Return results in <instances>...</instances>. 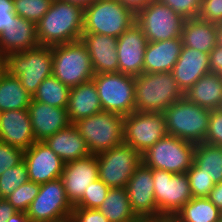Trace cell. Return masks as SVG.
Here are the masks:
<instances>
[{
    "label": "cell",
    "mask_w": 222,
    "mask_h": 222,
    "mask_svg": "<svg viewBox=\"0 0 222 222\" xmlns=\"http://www.w3.org/2000/svg\"><path fill=\"white\" fill-rule=\"evenodd\" d=\"M84 8L80 5L53 0L47 13L36 23L40 45L54 46L81 40Z\"/></svg>",
    "instance_id": "6da1fadb"
},
{
    "label": "cell",
    "mask_w": 222,
    "mask_h": 222,
    "mask_svg": "<svg viewBox=\"0 0 222 222\" xmlns=\"http://www.w3.org/2000/svg\"><path fill=\"white\" fill-rule=\"evenodd\" d=\"M184 97L171 72L147 73L135 77V111L163 113Z\"/></svg>",
    "instance_id": "7a4b0ae2"
},
{
    "label": "cell",
    "mask_w": 222,
    "mask_h": 222,
    "mask_svg": "<svg viewBox=\"0 0 222 222\" xmlns=\"http://www.w3.org/2000/svg\"><path fill=\"white\" fill-rule=\"evenodd\" d=\"M136 23V12L120 0H95L84 8L83 33L118 38Z\"/></svg>",
    "instance_id": "3957f363"
},
{
    "label": "cell",
    "mask_w": 222,
    "mask_h": 222,
    "mask_svg": "<svg viewBox=\"0 0 222 222\" xmlns=\"http://www.w3.org/2000/svg\"><path fill=\"white\" fill-rule=\"evenodd\" d=\"M163 114L168 134L194 144L204 142L211 110L182 97L166 108Z\"/></svg>",
    "instance_id": "277c9868"
},
{
    "label": "cell",
    "mask_w": 222,
    "mask_h": 222,
    "mask_svg": "<svg viewBox=\"0 0 222 222\" xmlns=\"http://www.w3.org/2000/svg\"><path fill=\"white\" fill-rule=\"evenodd\" d=\"M7 73L17 77L33 97L45 78L52 76V46L39 45L23 52L6 55Z\"/></svg>",
    "instance_id": "5b68a950"
},
{
    "label": "cell",
    "mask_w": 222,
    "mask_h": 222,
    "mask_svg": "<svg viewBox=\"0 0 222 222\" xmlns=\"http://www.w3.org/2000/svg\"><path fill=\"white\" fill-rule=\"evenodd\" d=\"M52 76L69 88L93 79L94 71L86 46L80 41L52 46Z\"/></svg>",
    "instance_id": "8992f818"
},
{
    "label": "cell",
    "mask_w": 222,
    "mask_h": 222,
    "mask_svg": "<svg viewBox=\"0 0 222 222\" xmlns=\"http://www.w3.org/2000/svg\"><path fill=\"white\" fill-rule=\"evenodd\" d=\"M124 116L101 111L73 123L86 141L92 155L107 151L123 143Z\"/></svg>",
    "instance_id": "52a82bcc"
},
{
    "label": "cell",
    "mask_w": 222,
    "mask_h": 222,
    "mask_svg": "<svg viewBox=\"0 0 222 222\" xmlns=\"http://www.w3.org/2000/svg\"><path fill=\"white\" fill-rule=\"evenodd\" d=\"M195 146L192 142L167 134L144 152L141 160L151 169L186 173L193 164Z\"/></svg>",
    "instance_id": "ba28073f"
},
{
    "label": "cell",
    "mask_w": 222,
    "mask_h": 222,
    "mask_svg": "<svg viewBox=\"0 0 222 222\" xmlns=\"http://www.w3.org/2000/svg\"><path fill=\"white\" fill-rule=\"evenodd\" d=\"M103 111L126 116L135 111V77L120 72L94 75Z\"/></svg>",
    "instance_id": "9c48e42d"
},
{
    "label": "cell",
    "mask_w": 222,
    "mask_h": 222,
    "mask_svg": "<svg viewBox=\"0 0 222 222\" xmlns=\"http://www.w3.org/2000/svg\"><path fill=\"white\" fill-rule=\"evenodd\" d=\"M152 179L157 209L159 214L169 222L193 197L187 174L152 169Z\"/></svg>",
    "instance_id": "30bf717a"
},
{
    "label": "cell",
    "mask_w": 222,
    "mask_h": 222,
    "mask_svg": "<svg viewBox=\"0 0 222 222\" xmlns=\"http://www.w3.org/2000/svg\"><path fill=\"white\" fill-rule=\"evenodd\" d=\"M186 19L158 0L151 1L136 12V23L148 42L181 37Z\"/></svg>",
    "instance_id": "8fae6325"
},
{
    "label": "cell",
    "mask_w": 222,
    "mask_h": 222,
    "mask_svg": "<svg viewBox=\"0 0 222 222\" xmlns=\"http://www.w3.org/2000/svg\"><path fill=\"white\" fill-rule=\"evenodd\" d=\"M98 177L109 188H126L131 175L142 163L141 155L124 142L96 155Z\"/></svg>",
    "instance_id": "7c38bea8"
},
{
    "label": "cell",
    "mask_w": 222,
    "mask_h": 222,
    "mask_svg": "<svg viewBox=\"0 0 222 222\" xmlns=\"http://www.w3.org/2000/svg\"><path fill=\"white\" fill-rule=\"evenodd\" d=\"M167 134L163 113L134 111L124 116L123 142L133 147L140 155Z\"/></svg>",
    "instance_id": "4fadbf2b"
},
{
    "label": "cell",
    "mask_w": 222,
    "mask_h": 222,
    "mask_svg": "<svg viewBox=\"0 0 222 222\" xmlns=\"http://www.w3.org/2000/svg\"><path fill=\"white\" fill-rule=\"evenodd\" d=\"M73 208L59 178L40 185L39 193L26 214L32 222H52L70 218Z\"/></svg>",
    "instance_id": "5bb4252c"
},
{
    "label": "cell",
    "mask_w": 222,
    "mask_h": 222,
    "mask_svg": "<svg viewBox=\"0 0 222 222\" xmlns=\"http://www.w3.org/2000/svg\"><path fill=\"white\" fill-rule=\"evenodd\" d=\"M130 206L142 222H167L156 206L152 169L141 163L126 186Z\"/></svg>",
    "instance_id": "9a60e30c"
},
{
    "label": "cell",
    "mask_w": 222,
    "mask_h": 222,
    "mask_svg": "<svg viewBox=\"0 0 222 222\" xmlns=\"http://www.w3.org/2000/svg\"><path fill=\"white\" fill-rule=\"evenodd\" d=\"M148 40L134 23L117 38L118 72L139 76L144 72V54Z\"/></svg>",
    "instance_id": "2e32d148"
},
{
    "label": "cell",
    "mask_w": 222,
    "mask_h": 222,
    "mask_svg": "<svg viewBox=\"0 0 222 222\" xmlns=\"http://www.w3.org/2000/svg\"><path fill=\"white\" fill-rule=\"evenodd\" d=\"M23 161L27 166L29 181L40 185L59 179L65 164L44 141H36L24 150Z\"/></svg>",
    "instance_id": "e0dca14e"
},
{
    "label": "cell",
    "mask_w": 222,
    "mask_h": 222,
    "mask_svg": "<svg viewBox=\"0 0 222 222\" xmlns=\"http://www.w3.org/2000/svg\"><path fill=\"white\" fill-rule=\"evenodd\" d=\"M60 178L63 181L66 196L74 206L82 198L86 187L99 178L96 155L91 154L65 163Z\"/></svg>",
    "instance_id": "ac0fdd59"
},
{
    "label": "cell",
    "mask_w": 222,
    "mask_h": 222,
    "mask_svg": "<svg viewBox=\"0 0 222 222\" xmlns=\"http://www.w3.org/2000/svg\"><path fill=\"white\" fill-rule=\"evenodd\" d=\"M27 111L36 141H45L71 124L67 108L49 106L32 99Z\"/></svg>",
    "instance_id": "d6986e66"
},
{
    "label": "cell",
    "mask_w": 222,
    "mask_h": 222,
    "mask_svg": "<svg viewBox=\"0 0 222 222\" xmlns=\"http://www.w3.org/2000/svg\"><path fill=\"white\" fill-rule=\"evenodd\" d=\"M210 73L209 54L194 48L182 47L171 74L183 93H186L203 75Z\"/></svg>",
    "instance_id": "ffe728a7"
},
{
    "label": "cell",
    "mask_w": 222,
    "mask_h": 222,
    "mask_svg": "<svg viewBox=\"0 0 222 222\" xmlns=\"http://www.w3.org/2000/svg\"><path fill=\"white\" fill-rule=\"evenodd\" d=\"M0 141L22 150L30 148L36 142L27 109L1 113Z\"/></svg>",
    "instance_id": "44dd1931"
},
{
    "label": "cell",
    "mask_w": 222,
    "mask_h": 222,
    "mask_svg": "<svg viewBox=\"0 0 222 222\" xmlns=\"http://www.w3.org/2000/svg\"><path fill=\"white\" fill-rule=\"evenodd\" d=\"M81 42L91 58L94 74L118 72L117 38L96 33H83Z\"/></svg>",
    "instance_id": "7402d4cb"
},
{
    "label": "cell",
    "mask_w": 222,
    "mask_h": 222,
    "mask_svg": "<svg viewBox=\"0 0 222 222\" xmlns=\"http://www.w3.org/2000/svg\"><path fill=\"white\" fill-rule=\"evenodd\" d=\"M39 45L36 24L17 15L0 33V52L4 55L23 52Z\"/></svg>",
    "instance_id": "603a6c76"
},
{
    "label": "cell",
    "mask_w": 222,
    "mask_h": 222,
    "mask_svg": "<svg viewBox=\"0 0 222 222\" xmlns=\"http://www.w3.org/2000/svg\"><path fill=\"white\" fill-rule=\"evenodd\" d=\"M183 47L182 38L148 42L144 54V72H171Z\"/></svg>",
    "instance_id": "cb8c5ba5"
},
{
    "label": "cell",
    "mask_w": 222,
    "mask_h": 222,
    "mask_svg": "<svg viewBox=\"0 0 222 222\" xmlns=\"http://www.w3.org/2000/svg\"><path fill=\"white\" fill-rule=\"evenodd\" d=\"M44 142L64 163L91 155L86 141L73 124L53 134Z\"/></svg>",
    "instance_id": "d4e9b609"
},
{
    "label": "cell",
    "mask_w": 222,
    "mask_h": 222,
    "mask_svg": "<svg viewBox=\"0 0 222 222\" xmlns=\"http://www.w3.org/2000/svg\"><path fill=\"white\" fill-rule=\"evenodd\" d=\"M101 111L103 109L93 80L70 88L67 112L71 124Z\"/></svg>",
    "instance_id": "484cf974"
},
{
    "label": "cell",
    "mask_w": 222,
    "mask_h": 222,
    "mask_svg": "<svg viewBox=\"0 0 222 222\" xmlns=\"http://www.w3.org/2000/svg\"><path fill=\"white\" fill-rule=\"evenodd\" d=\"M181 38L183 46L210 54L217 45L216 23L199 17L185 20Z\"/></svg>",
    "instance_id": "4316f807"
},
{
    "label": "cell",
    "mask_w": 222,
    "mask_h": 222,
    "mask_svg": "<svg viewBox=\"0 0 222 222\" xmlns=\"http://www.w3.org/2000/svg\"><path fill=\"white\" fill-rule=\"evenodd\" d=\"M192 103L209 110L222 108V75H203L186 93Z\"/></svg>",
    "instance_id": "83f0119b"
},
{
    "label": "cell",
    "mask_w": 222,
    "mask_h": 222,
    "mask_svg": "<svg viewBox=\"0 0 222 222\" xmlns=\"http://www.w3.org/2000/svg\"><path fill=\"white\" fill-rule=\"evenodd\" d=\"M98 210L109 222H142L130 206L126 188H110Z\"/></svg>",
    "instance_id": "f1b7e54d"
},
{
    "label": "cell",
    "mask_w": 222,
    "mask_h": 222,
    "mask_svg": "<svg viewBox=\"0 0 222 222\" xmlns=\"http://www.w3.org/2000/svg\"><path fill=\"white\" fill-rule=\"evenodd\" d=\"M221 214L208 198L192 197L169 222H218Z\"/></svg>",
    "instance_id": "f546056e"
},
{
    "label": "cell",
    "mask_w": 222,
    "mask_h": 222,
    "mask_svg": "<svg viewBox=\"0 0 222 222\" xmlns=\"http://www.w3.org/2000/svg\"><path fill=\"white\" fill-rule=\"evenodd\" d=\"M33 97L17 77L8 73L0 80V110L2 112L27 109Z\"/></svg>",
    "instance_id": "4dcf8cb0"
},
{
    "label": "cell",
    "mask_w": 222,
    "mask_h": 222,
    "mask_svg": "<svg viewBox=\"0 0 222 222\" xmlns=\"http://www.w3.org/2000/svg\"><path fill=\"white\" fill-rule=\"evenodd\" d=\"M193 163L215 183L222 182V147L196 144Z\"/></svg>",
    "instance_id": "1f68e13d"
},
{
    "label": "cell",
    "mask_w": 222,
    "mask_h": 222,
    "mask_svg": "<svg viewBox=\"0 0 222 222\" xmlns=\"http://www.w3.org/2000/svg\"><path fill=\"white\" fill-rule=\"evenodd\" d=\"M70 88L56 77L45 78L38 86L33 100L53 107L67 108Z\"/></svg>",
    "instance_id": "d6a6232c"
},
{
    "label": "cell",
    "mask_w": 222,
    "mask_h": 222,
    "mask_svg": "<svg viewBox=\"0 0 222 222\" xmlns=\"http://www.w3.org/2000/svg\"><path fill=\"white\" fill-rule=\"evenodd\" d=\"M29 181L27 166L22 161L0 175V197L5 199L16 188Z\"/></svg>",
    "instance_id": "836d02e7"
},
{
    "label": "cell",
    "mask_w": 222,
    "mask_h": 222,
    "mask_svg": "<svg viewBox=\"0 0 222 222\" xmlns=\"http://www.w3.org/2000/svg\"><path fill=\"white\" fill-rule=\"evenodd\" d=\"M53 0H13L17 16L35 24L47 13Z\"/></svg>",
    "instance_id": "e575fe53"
},
{
    "label": "cell",
    "mask_w": 222,
    "mask_h": 222,
    "mask_svg": "<svg viewBox=\"0 0 222 222\" xmlns=\"http://www.w3.org/2000/svg\"><path fill=\"white\" fill-rule=\"evenodd\" d=\"M40 184L28 181L16 188L5 199L18 211L26 212L29 205L38 195Z\"/></svg>",
    "instance_id": "d590c367"
},
{
    "label": "cell",
    "mask_w": 222,
    "mask_h": 222,
    "mask_svg": "<svg viewBox=\"0 0 222 222\" xmlns=\"http://www.w3.org/2000/svg\"><path fill=\"white\" fill-rule=\"evenodd\" d=\"M190 190L194 198H207L215 183L206 174L202 173L194 163L186 172Z\"/></svg>",
    "instance_id": "8d00e7d4"
},
{
    "label": "cell",
    "mask_w": 222,
    "mask_h": 222,
    "mask_svg": "<svg viewBox=\"0 0 222 222\" xmlns=\"http://www.w3.org/2000/svg\"><path fill=\"white\" fill-rule=\"evenodd\" d=\"M109 189L110 188L98 178L86 187L85 193L74 207L98 209L106 198Z\"/></svg>",
    "instance_id": "74e56055"
},
{
    "label": "cell",
    "mask_w": 222,
    "mask_h": 222,
    "mask_svg": "<svg viewBox=\"0 0 222 222\" xmlns=\"http://www.w3.org/2000/svg\"><path fill=\"white\" fill-rule=\"evenodd\" d=\"M188 20L199 16L202 0H158Z\"/></svg>",
    "instance_id": "f35d334b"
},
{
    "label": "cell",
    "mask_w": 222,
    "mask_h": 222,
    "mask_svg": "<svg viewBox=\"0 0 222 222\" xmlns=\"http://www.w3.org/2000/svg\"><path fill=\"white\" fill-rule=\"evenodd\" d=\"M24 150L0 141V175L23 161Z\"/></svg>",
    "instance_id": "ab89813d"
},
{
    "label": "cell",
    "mask_w": 222,
    "mask_h": 222,
    "mask_svg": "<svg viewBox=\"0 0 222 222\" xmlns=\"http://www.w3.org/2000/svg\"><path fill=\"white\" fill-rule=\"evenodd\" d=\"M204 143L222 147V108L211 110Z\"/></svg>",
    "instance_id": "60d3db41"
},
{
    "label": "cell",
    "mask_w": 222,
    "mask_h": 222,
    "mask_svg": "<svg viewBox=\"0 0 222 222\" xmlns=\"http://www.w3.org/2000/svg\"><path fill=\"white\" fill-rule=\"evenodd\" d=\"M198 17L211 23L222 22V0H202Z\"/></svg>",
    "instance_id": "b9f144b4"
},
{
    "label": "cell",
    "mask_w": 222,
    "mask_h": 222,
    "mask_svg": "<svg viewBox=\"0 0 222 222\" xmlns=\"http://www.w3.org/2000/svg\"><path fill=\"white\" fill-rule=\"evenodd\" d=\"M71 222H109L98 209L74 207L71 213Z\"/></svg>",
    "instance_id": "7bdbcfd3"
},
{
    "label": "cell",
    "mask_w": 222,
    "mask_h": 222,
    "mask_svg": "<svg viewBox=\"0 0 222 222\" xmlns=\"http://www.w3.org/2000/svg\"><path fill=\"white\" fill-rule=\"evenodd\" d=\"M15 17L13 0H0V33Z\"/></svg>",
    "instance_id": "ee69618b"
},
{
    "label": "cell",
    "mask_w": 222,
    "mask_h": 222,
    "mask_svg": "<svg viewBox=\"0 0 222 222\" xmlns=\"http://www.w3.org/2000/svg\"><path fill=\"white\" fill-rule=\"evenodd\" d=\"M210 72L222 75V45H216L209 54Z\"/></svg>",
    "instance_id": "f6af8a7d"
},
{
    "label": "cell",
    "mask_w": 222,
    "mask_h": 222,
    "mask_svg": "<svg viewBox=\"0 0 222 222\" xmlns=\"http://www.w3.org/2000/svg\"><path fill=\"white\" fill-rule=\"evenodd\" d=\"M16 210L6 199L0 200V222H6L13 216Z\"/></svg>",
    "instance_id": "bcb514c9"
},
{
    "label": "cell",
    "mask_w": 222,
    "mask_h": 222,
    "mask_svg": "<svg viewBox=\"0 0 222 222\" xmlns=\"http://www.w3.org/2000/svg\"><path fill=\"white\" fill-rule=\"evenodd\" d=\"M207 198L222 211V182L214 185Z\"/></svg>",
    "instance_id": "7dc6e473"
},
{
    "label": "cell",
    "mask_w": 222,
    "mask_h": 222,
    "mask_svg": "<svg viewBox=\"0 0 222 222\" xmlns=\"http://www.w3.org/2000/svg\"><path fill=\"white\" fill-rule=\"evenodd\" d=\"M124 5H127L129 8L137 12L139 9L145 7L151 1L154 0H120Z\"/></svg>",
    "instance_id": "c3c4849f"
},
{
    "label": "cell",
    "mask_w": 222,
    "mask_h": 222,
    "mask_svg": "<svg viewBox=\"0 0 222 222\" xmlns=\"http://www.w3.org/2000/svg\"><path fill=\"white\" fill-rule=\"evenodd\" d=\"M6 222H32L26 212L18 211Z\"/></svg>",
    "instance_id": "681fc988"
},
{
    "label": "cell",
    "mask_w": 222,
    "mask_h": 222,
    "mask_svg": "<svg viewBox=\"0 0 222 222\" xmlns=\"http://www.w3.org/2000/svg\"><path fill=\"white\" fill-rule=\"evenodd\" d=\"M7 74L6 55L0 52V80Z\"/></svg>",
    "instance_id": "f907efd6"
},
{
    "label": "cell",
    "mask_w": 222,
    "mask_h": 222,
    "mask_svg": "<svg viewBox=\"0 0 222 222\" xmlns=\"http://www.w3.org/2000/svg\"><path fill=\"white\" fill-rule=\"evenodd\" d=\"M60 1L77 4L83 8H86L88 5L92 4L95 0H60Z\"/></svg>",
    "instance_id": "816d5d0a"
},
{
    "label": "cell",
    "mask_w": 222,
    "mask_h": 222,
    "mask_svg": "<svg viewBox=\"0 0 222 222\" xmlns=\"http://www.w3.org/2000/svg\"><path fill=\"white\" fill-rule=\"evenodd\" d=\"M217 44L222 45V22L216 24Z\"/></svg>",
    "instance_id": "f5cc1de1"
},
{
    "label": "cell",
    "mask_w": 222,
    "mask_h": 222,
    "mask_svg": "<svg viewBox=\"0 0 222 222\" xmlns=\"http://www.w3.org/2000/svg\"><path fill=\"white\" fill-rule=\"evenodd\" d=\"M52 222H71V219L67 218V219L57 220V221H52Z\"/></svg>",
    "instance_id": "db71d44e"
},
{
    "label": "cell",
    "mask_w": 222,
    "mask_h": 222,
    "mask_svg": "<svg viewBox=\"0 0 222 222\" xmlns=\"http://www.w3.org/2000/svg\"><path fill=\"white\" fill-rule=\"evenodd\" d=\"M218 222H222V214H221L220 219H219V221H218Z\"/></svg>",
    "instance_id": "11a10c76"
}]
</instances>
